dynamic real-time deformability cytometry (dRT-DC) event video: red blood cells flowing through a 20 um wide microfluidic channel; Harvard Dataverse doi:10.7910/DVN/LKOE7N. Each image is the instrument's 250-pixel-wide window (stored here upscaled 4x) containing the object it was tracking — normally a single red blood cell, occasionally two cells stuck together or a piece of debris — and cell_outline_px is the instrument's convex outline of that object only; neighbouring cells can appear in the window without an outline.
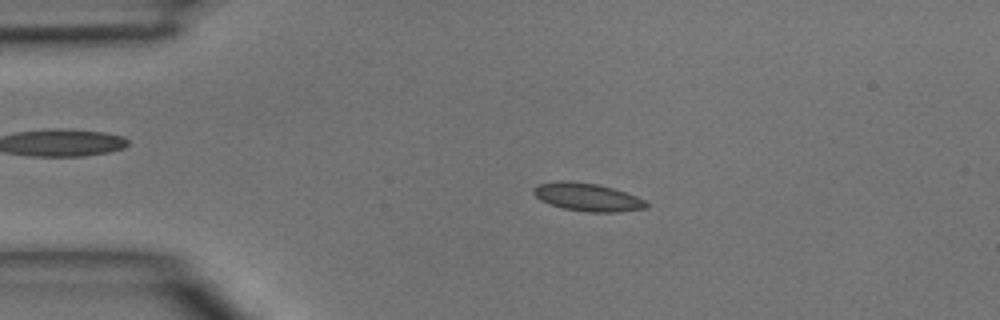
{"species": "common noctule bat (a hibernating species)", "species_latin": "Nyctalus noctula", "temperature_condition": "room temperature", "stored_images_in_passage": 2, "camera_frame_rate_fps": 3000, "um_per_image_px": 0.085, "animal": {"sex": "male", "body_mass_g": 15.6}, "frame": {"image": 1, "passage_image": 1, "time_ms": 0.0, "image_size_px": [1000, 320], "cell_outline_px": [[648, 208], [616, 212], [588, 212], [564, 208], [540, 200], [532, 192], [532, 188], [536, 184], [560, 180], [568, 180], [600, 184], [636, 196], [644, 200], [648, 204]], "centroid_in_image_um": [49.9, 16.73], "position_along_channel_um": 35.1, "area_um2": 18.44}}